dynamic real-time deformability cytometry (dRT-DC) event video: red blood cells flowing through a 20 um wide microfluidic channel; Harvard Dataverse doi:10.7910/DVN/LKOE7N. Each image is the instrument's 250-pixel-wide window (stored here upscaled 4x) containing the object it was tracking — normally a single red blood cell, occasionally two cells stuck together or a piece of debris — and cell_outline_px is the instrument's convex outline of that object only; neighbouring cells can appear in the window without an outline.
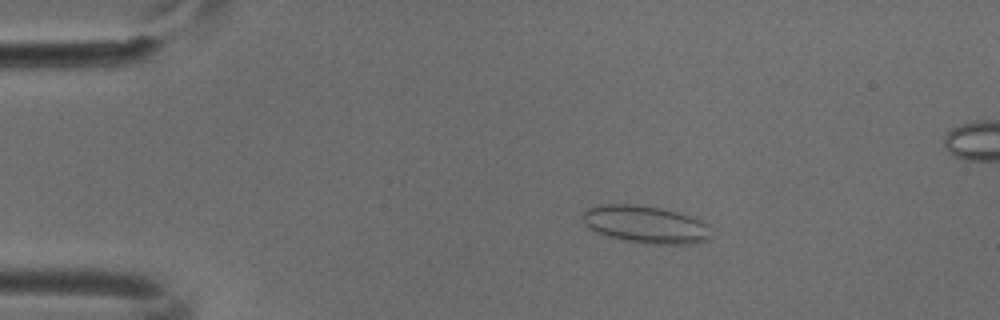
{"species": "common noctule bat (a hibernating species)", "species_latin": "Nyctalus noctula", "temperature_condition": "cold", "stored_images_in_passage": 50, "camera_frame_rate_fps": 3000, "um_per_image_px": 0.085, "animal": {"sex": "male", "body_mass_g": 18.8}, "frame": {"image": 1, "passage_image": 8, "time_ms": 2.333, "image_size_px": [1000, 320], "cell_outline_px": [[712, 240], [692, 244], [644, 244], [624, 240], [608, 236], [596, 232], [584, 220], [584, 212], [588, 208], [600, 204], [636, 204], [664, 208], [696, 216], [708, 224]], "centroid_in_image_um": [54.99, 19.07], "position_along_channel_um": 30.0, "area_um2": 28.5}}
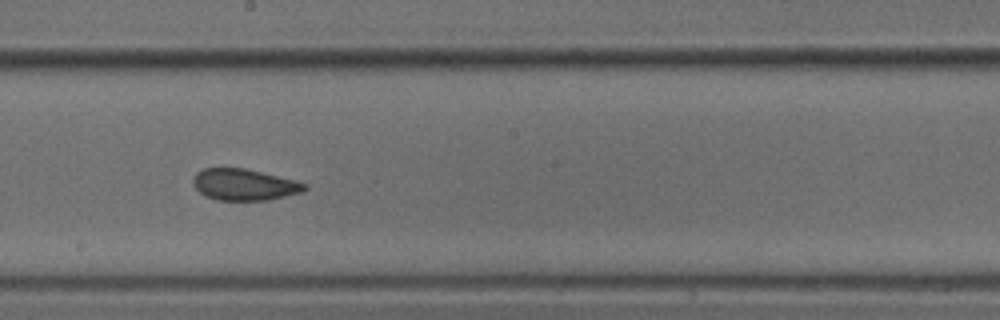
{"frame": {"image": 2, "passage_image": 27, "time_ms": 8.667, "image_size_px": [1000, 320], "cell_outline_px": [[308, 188], [300, 192], [268, 200], [216, 200], [204, 196], [192, 184], [192, 180], [196, 172], [204, 168], [244, 168], [296, 180], [308, 184]], "centroid_in_image_um": [20.74, 15.69], "position_along_channel_um": 227.5, "area_um2": 20.46}}
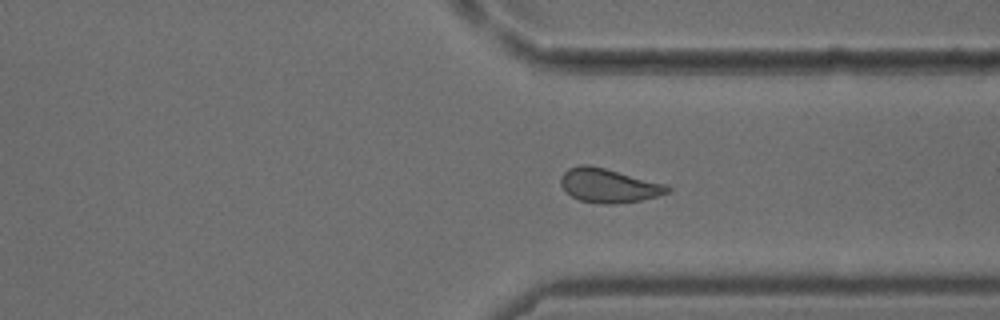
{"frame": {"image": 3, "passage_image": 37, "time_ms": 12.0, "image_size_px": [1000, 320], "cell_outline_px": [[672, 192], [640, 200], [612, 204], [600, 204], [580, 200], [572, 196], [560, 184], [560, 176], [568, 168], [580, 164], [588, 164], [668, 184], [672, 188]], "centroid_in_image_um": [51.76, 15.76], "position_along_channel_um": 359.6, "area_um2": 21.21}}